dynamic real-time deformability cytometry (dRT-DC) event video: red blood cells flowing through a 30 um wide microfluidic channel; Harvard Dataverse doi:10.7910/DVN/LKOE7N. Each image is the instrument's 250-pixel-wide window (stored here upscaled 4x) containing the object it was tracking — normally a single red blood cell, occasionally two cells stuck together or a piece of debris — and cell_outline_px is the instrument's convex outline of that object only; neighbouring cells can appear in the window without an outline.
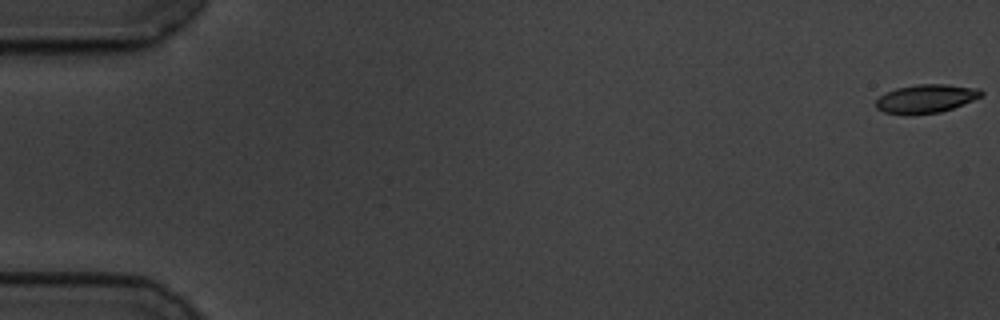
{"species": "common noctule bat (a hibernating species)", "species_latin": "Nyctalus noctula", "temperature_condition": "cold", "stored_images_in_passage": 59, "camera_frame_rate_fps": 3000, "um_per_image_px": 0.085, "animal": {"sex": "male", "body_mass_g": 19.5, "forearm_length_mm": 54.6}, "frame": {"image": 1, "passage_image": 1, "time_ms": 0.0, "image_size_px": [1000, 320], "cell_outline_px": [[984, 92], [980, 96], [972, 100], [952, 108], [940, 112], [912, 116], [884, 112], [876, 108], [876, 100], [880, 96], [896, 88], [916, 84], [948, 84], [980, 88]], "centroid_in_image_um": [78.7, 8.39], "position_along_channel_um": 6.3, "area_um2": 17.63}}
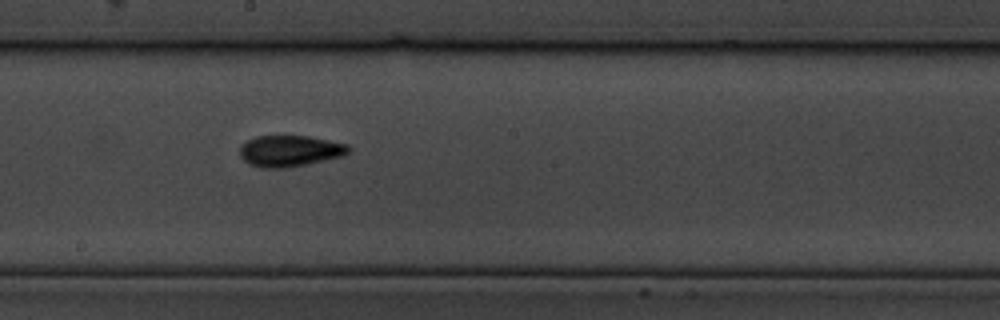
{"frame": {"image": 2, "passage_image": 33, "time_ms": 10.667, "image_size_px": [1000, 320], "cell_outline_px": [[352, 148], [344, 156], [288, 168], [260, 168], [248, 164], [240, 156], [240, 148], [248, 140], [256, 136], [308, 136], [348, 144]], "centroid_in_image_um": [24.65, 12.84], "position_along_channel_um": 223.5, "area_um2": 19.88}}
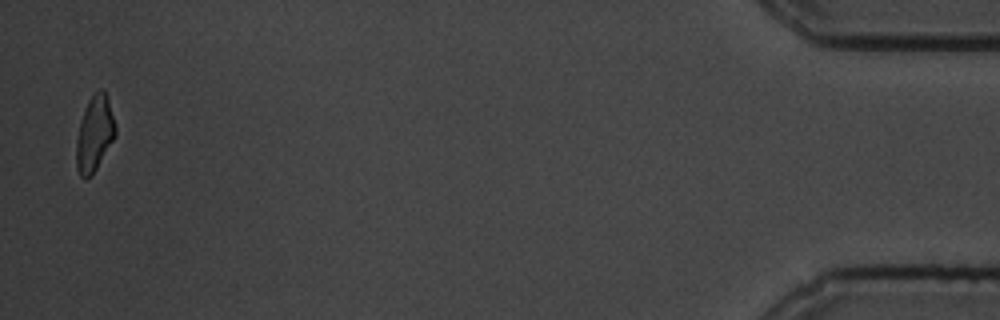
{"frame": {"image": 3, "passage_image": 58, "time_ms": 19.0, "image_size_px": [1000, 320], "cell_outline_px": [[116, 136], [92, 176], [84, 180], [80, 176], [76, 168], [76, 140], [80, 120], [84, 108], [88, 100], [100, 88], [104, 88], [116, 124]], "centroid_in_image_um": [8.03, 11.39], "position_along_channel_um": 427.2, "area_um2": 17.51}, "authors_computed_cell_mechanics": {"area_um2": 18.1492, "velocity_mm_per_s": 3.4728, "shape_relaxation_time_tau1_ms": 4.4051, "shape_relaxation_time_tau2_ms": 3.1325, "deformation_change_tau1": 0.1577, "deformation_change_tau2": 0.0805}}